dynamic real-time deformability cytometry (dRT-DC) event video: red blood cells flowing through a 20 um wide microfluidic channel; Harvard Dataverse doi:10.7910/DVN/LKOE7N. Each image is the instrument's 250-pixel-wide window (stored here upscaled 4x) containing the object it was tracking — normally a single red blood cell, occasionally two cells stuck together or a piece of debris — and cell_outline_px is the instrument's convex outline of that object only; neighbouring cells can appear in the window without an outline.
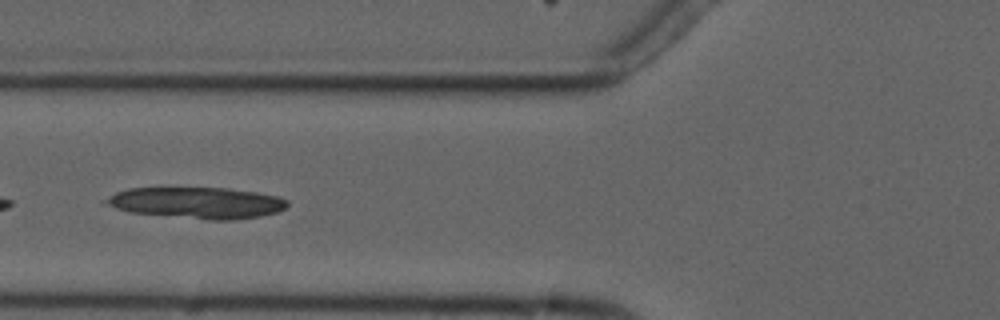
{"species": "common noctule bat (a hibernating species)", "species_latin": "Nyctalus noctula", "temperature_condition": "cold", "stored_images_in_passage": 7, "camera_frame_rate_fps": 3000, "um_per_image_px": 0.085, "animal": {"sex": "male", "forearm_length_mm": 52.5}, "frame": {"image": 1, "passage_image": 7, "time_ms": 6.667, "image_size_px": [1000, 320], "cell_outline_px": [[288, 204], [284, 208], [276, 212], [260, 216], [236, 220], [212, 220], [128, 212], [116, 208], [108, 200], [116, 192], [128, 188], [228, 188], [256, 192], [276, 196], [288, 200]], "centroid_in_image_um": [16.82, 17.24], "position_along_channel_um": 109.0, "area_um2": 32.6}}